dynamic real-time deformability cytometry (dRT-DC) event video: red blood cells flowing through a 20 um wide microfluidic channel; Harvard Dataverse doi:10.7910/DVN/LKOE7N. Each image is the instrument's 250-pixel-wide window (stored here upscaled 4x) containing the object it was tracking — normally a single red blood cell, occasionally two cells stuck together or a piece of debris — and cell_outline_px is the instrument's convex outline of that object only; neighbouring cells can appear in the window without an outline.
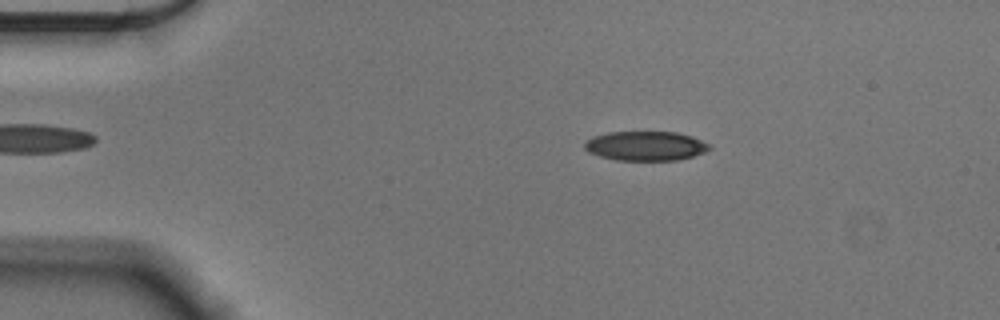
{"species": "Egyptian fruit bat (a non-hibernating species)", "species_latin": "Rousettus aegyptiacus", "temperature_condition": "cold", "stored_images_in_passage": 52, "camera_frame_rate_fps": 3000, "um_per_image_px": 0.085, "animal": {"sex": "male"}, "frame": {"image": 1, "passage_image": 7, "time_ms": 2.0, "image_size_px": [1000, 320], "cell_outline_px": [[712, 148], [704, 152], [692, 156], [676, 160], [616, 160], [600, 156], [588, 152], [584, 148], [584, 144], [592, 136], [608, 132], [676, 132], [692, 136], [708, 144]], "centroid_in_image_um": [54.85, 12.4], "position_along_channel_um": 30.1, "area_um2": 21.27}}
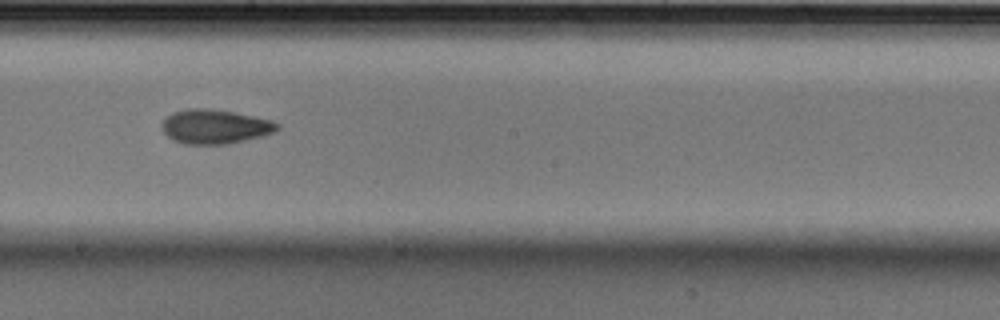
{"frame": {"image": 2, "passage_image": 28, "time_ms": 9.0, "image_size_px": [1000, 320], "cell_outline_px": [[280, 128], [276, 132], [228, 144], [184, 144], [172, 140], [164, 132], [160, 124], [172, 112], [188, 108], [208, 108], [236, 112], [272, 120], [280, 124]], "centroid_in_image_um": [18.28, 10.75], "position_along_channel_um": 229.9, "area_um2": 23.24}}
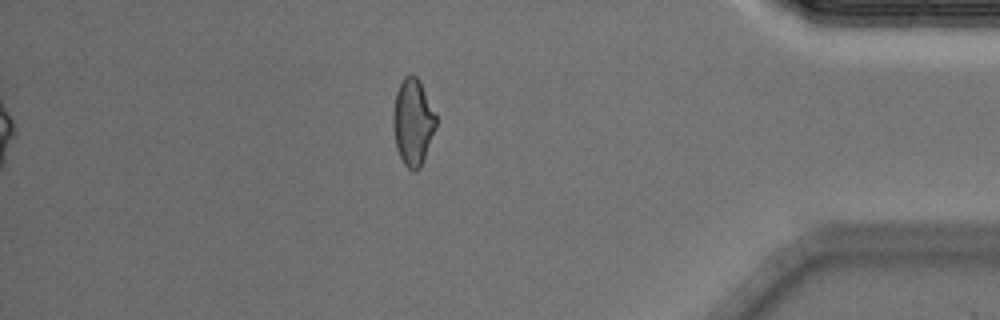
{"frame": {"image": 3, "passage_image": 45, "time_ms": 14.667, "image_size_px": [1000, 320], "cell_outline_px": [[436, 128], [420, 168], [408, 168], [404, 164], [396, 148], [392, 124], [392, 112], [396, 92], [404, 76], [412, 72], [420, 80], [436, 116]], "centroid_in_image_um": [35.08, 10.32], "position_along_channel_um": 400.1, "area_um2": 21.62}, "authors_computed_cell_mechanics": {"area_um2": 22.1952, "velocity_mm_per_s": 3.6009, "shape_relaxation_time_tau1_ms": 6.2407, "shape_relaxation_time_tau2_ms": 4.0637, "deformation_change_tau1": 0.1281, "deformation_change_tau2": 0.105}}